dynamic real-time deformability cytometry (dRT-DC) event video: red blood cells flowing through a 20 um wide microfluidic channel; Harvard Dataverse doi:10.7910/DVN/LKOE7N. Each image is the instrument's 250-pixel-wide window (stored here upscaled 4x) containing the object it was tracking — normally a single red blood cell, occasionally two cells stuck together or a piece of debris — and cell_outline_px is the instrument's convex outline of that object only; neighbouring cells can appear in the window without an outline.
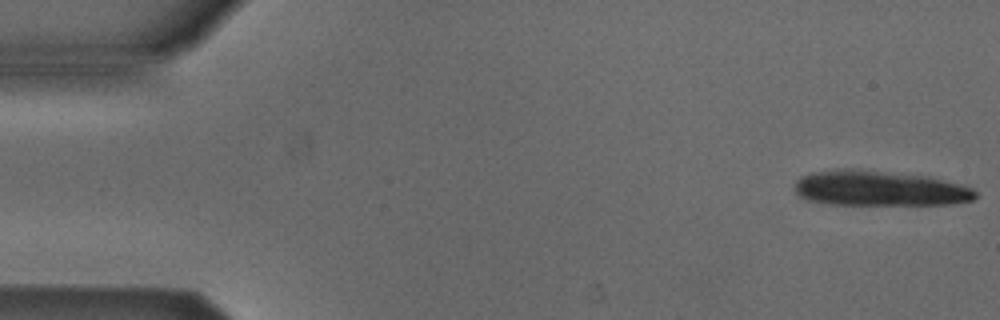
{"species": "Egyptian fruit bat (a non-hibernating species)", "species_latin": "Rousettus aegyptiacus", "temperature_condition": "cold", "stored_images_in_passage": 12, "camera_frame_rate_fps": 3000, "um_per_image_px": 0.085, "animal": {"sex": "male"}, "frame": {"image": 1, "passage_image": 1, "time_ms": 0.0, "image_size_px": [1000, 320], "cell_outline_px": [[976, 196], [972, 200], [948, 204], [832, 204], [808, 200], [800, 196], [796, 192], [796, 180], [800, 176], [812, 172], [836, 168], [856, 168], [928, 176], [960, 184], [972, 188], [976, 192]], "centroid_in_image_um": [74.72, 15.99], "position_along_channel_um": 10.3, "area_um2": 37.11}}